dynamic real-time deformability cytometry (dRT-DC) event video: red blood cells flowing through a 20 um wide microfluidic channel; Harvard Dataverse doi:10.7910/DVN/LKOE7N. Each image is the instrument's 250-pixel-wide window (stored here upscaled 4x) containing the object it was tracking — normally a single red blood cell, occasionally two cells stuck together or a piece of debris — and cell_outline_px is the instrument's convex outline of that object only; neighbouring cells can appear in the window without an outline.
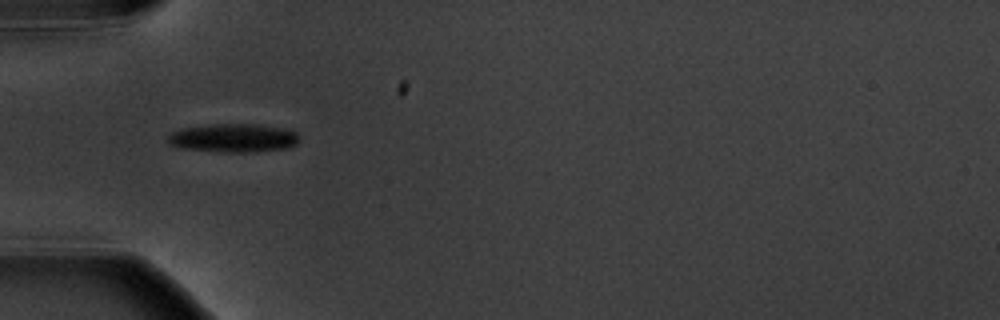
{"species": "common noctule bat (a hibernating species)", "species_latin": "Nyctalus noctula", "temperature_condition": "warm", "stored_images_in_passage": 13, "camera_frame_rate_fps": 3000, "um_per_image_px": 0.085, "animal": {"sex": "male", "body_mass_g": 20.1, "forearm_length_mm": 53.5}, "frame": {"image": 1, "passage_image": 3, "time_ms": 3.333, "image_size_px": [1000, 320], "cell_outline_px": [[296, 144], [288, 148], [256, 152], [216, 152], [176, 148], [168, 144], [168, 136], [172, 132], [180, 128], [212, 124], [252, 124], [280, 128], [296, 132]], "centroid_in_image_um": [19.74, 11.75], "position_along_channel_um": 65.3, "area_um2": 21.96}, "authors_computed_cell_mechanics": {"area_um2": 21.964, "velocity_mm_per_s": 3.59, "shape_relaxation_time_tau1_ms": 2.1873, "shape_relaxation_time_tau2_ms": null, "deformation_change_tau1": 0.1046, "deformation_change_tau2": null}}